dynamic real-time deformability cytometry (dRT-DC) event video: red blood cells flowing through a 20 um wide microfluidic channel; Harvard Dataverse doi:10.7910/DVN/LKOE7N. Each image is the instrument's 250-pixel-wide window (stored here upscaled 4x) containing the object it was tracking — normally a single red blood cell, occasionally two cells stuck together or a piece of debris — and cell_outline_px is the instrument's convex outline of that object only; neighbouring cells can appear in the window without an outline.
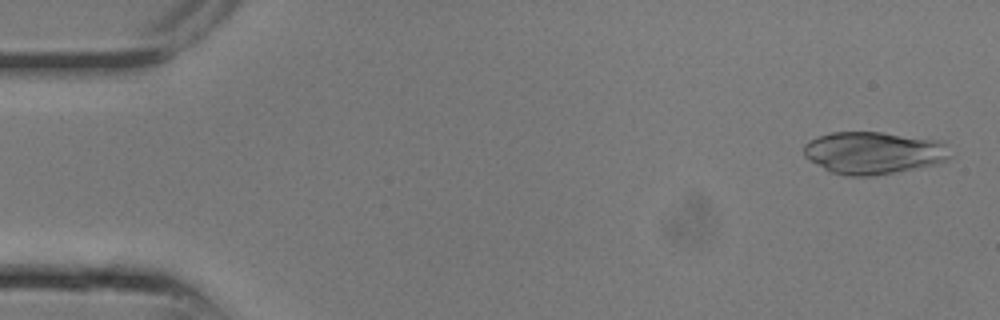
{"species": "common noctule bat (a hibernating species)", "species_latin": "Nyctalus noctula", "temperature_condition": "room temperature", "stored_images_in_passage": 7, "camera_frame_rate_fps": 3000, "um_per_image_px": 0.085, "animal": {"sex": "male", "body_mass_g": 13.3}, "frame": {"image": 1, "passage_image": 1, "time_ms": 0.0, "image_size_px": [1000, 320], "cell_outline_px": [[952, 156], [948, 160], [936, 164], [896, 172], [872, 176], [844, 176], [832, 172], [808, 160], [804, 156], [804, 144], [808, 140], [816, 136], [832, 132], [880, 132], [944, 140], [948, 144]], "centroid_in_image_um": [74.29, 12.98], "position_along_channel_um": 10.7, "area_um2": 36.7}}
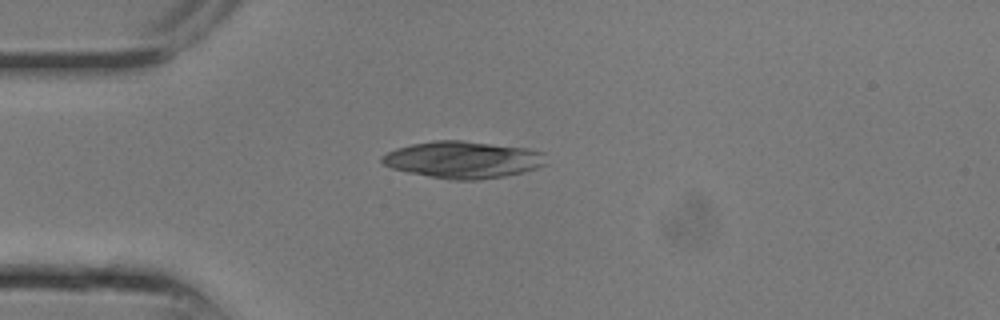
{"frame": {"image": 2, "passage_image": 6, "time_ms": 1.667, "image_size_px": [1000, 320], "cell_outline_px": [[548, 164], [524, 172], [504, 176], [476, 180], [452, 180], [428, 176], [408, 172], [392, 168], [384, 164], [380, 160], [380, 156], [396, 148], [412, 144], [432, 140], [460, 140], [528, 148], [544, 152]], "centroid_in_image_um": [39.38, 13.57], "position_along_channel_um": 45.6, "area_um2": 35.49}}